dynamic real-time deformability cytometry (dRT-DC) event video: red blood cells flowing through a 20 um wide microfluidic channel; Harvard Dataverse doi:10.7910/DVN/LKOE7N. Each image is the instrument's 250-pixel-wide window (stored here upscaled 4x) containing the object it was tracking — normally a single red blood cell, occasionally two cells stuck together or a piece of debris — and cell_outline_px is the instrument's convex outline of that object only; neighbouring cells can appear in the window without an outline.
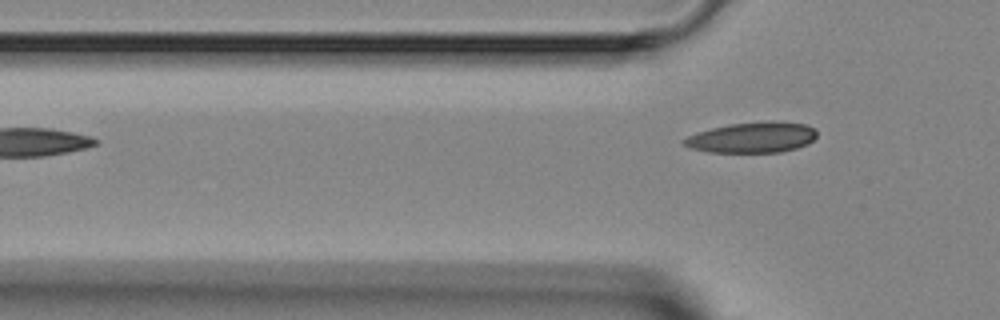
{"species": "Egyptian fruit bat (a non-hibernating species)", "species_latin": "Rousettus aegyptiacus", "temperature_condition": "room temperature", "stored_images_in_passage": 2, "camera_frame_rate_fps": 3000, "um_per_image_px": 0.085, "animal": {"sex": "female"}, "frame": {"image": 1, "passage_image": 2, "time_ms": 1.333, "image_size_px": [1000, 320], "cell_outline_px": [[816, 136], [808, 144], [796, 148], [780, 152], [708, 152], [688, 148], [680, 144], [680, 140], [696, 132], [728, 124], [768, 120], [776, 120], [808, 124], [816, 128]], "centroid_in_image_um": [63.92, 11.67], "position_along_channel_um": 61.9, "area_um2": 24.28}}